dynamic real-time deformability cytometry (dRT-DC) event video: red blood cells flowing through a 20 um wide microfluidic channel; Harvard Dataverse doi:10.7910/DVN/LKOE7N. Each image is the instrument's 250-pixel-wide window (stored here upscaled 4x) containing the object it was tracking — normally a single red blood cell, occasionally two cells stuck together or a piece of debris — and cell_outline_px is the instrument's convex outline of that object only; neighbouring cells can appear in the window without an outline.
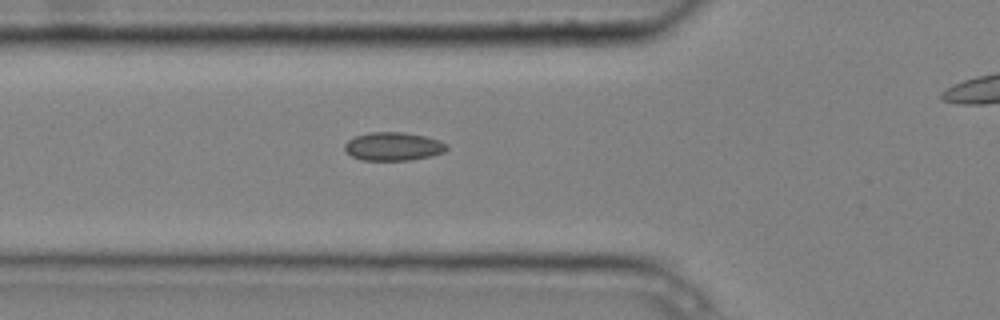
{"species": "common noctule bat (a hibernating species)", "species_latin": "Nyctalus noctula", "temperature_condition": "cold", "stored_images_in_passage": 6, "segment_of_instrument_passage": [1, 2], "camera_frame_rate_fps": 3000, "um_per_image_px": 0.085, "animal": {"sex": "male", "body_mass_g": 20.4}, "frame": {"image": 1, "passage_image": 5, "time_ms": 1.333, "image_size_px": [1000, 320], "cell_outline_px": [[448, 148], [444, 152], [432, 156], [408, 160], [360, 160], [352, 156], [344, 148], [344, 144], [348, 140], [356, 136], [368, 132], [404, 132], [424, 136], [440, 140], [448, 144]], "centroid_in_image_um": [33.45, 12.44], "position_along_channel_um": 92.4, "area_um2": 16.94}}